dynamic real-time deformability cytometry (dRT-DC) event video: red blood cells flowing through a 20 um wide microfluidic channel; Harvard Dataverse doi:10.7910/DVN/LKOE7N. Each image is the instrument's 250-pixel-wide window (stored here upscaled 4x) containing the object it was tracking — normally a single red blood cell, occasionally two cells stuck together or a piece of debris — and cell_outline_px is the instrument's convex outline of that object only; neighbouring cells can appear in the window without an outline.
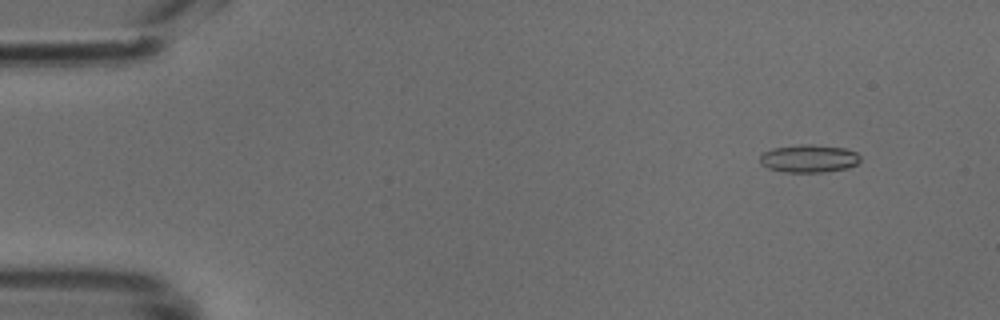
{"species": "common noctule bat (a hibernating species)", "species_latin": "Nyctalus noctula", "temperature_condition": "cold", "stored_images_in_passage": 49, "camera_frame_rate_fps": 3000, "um_per_image_px": 0.085, "animal": {"sex": "male", "body_mass_g": 18.8}, "frame": {"image": 1, "passage_image": 5, "time_ms": 1.333, "image_size_px": [1000, 320], "cell_outline_px": [[860, 160], [856, 164], [848, 168], [824, 172], [784, 172], [768, 168], [760, 164], [760, 156], [764, 152], [772, 148], [800, 144], [812, 144], [844, 148], [856, 152], [860, 156]], "centroid_in_image_um": [68.75, 13.47], "position_along_channel_um": 16.3, "area_um2": 16.36}}
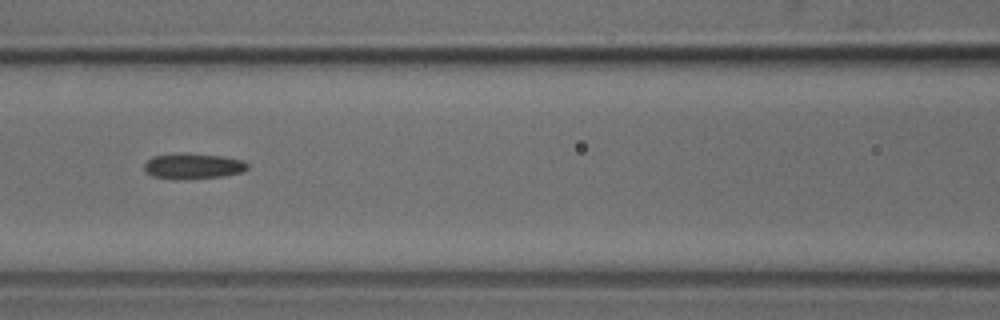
{"frame": {"image": 2, "passage_image": 22, "time_ms": 7.0, "image_size_px": [1000, 320], "cell_outline_px": [[248, 168], [240, 172], [224, 176], [176, 180], [172, 180], [152, 176], [144, 172], [144, 164], [152, 156], [180, 152], [188, 152], [224, 156], [244, 160], [248, 164]], "centroid_in_image_um": [16.37, 14.11], "position_along_channel_um": 150.2, "area_um2": 15.9}}
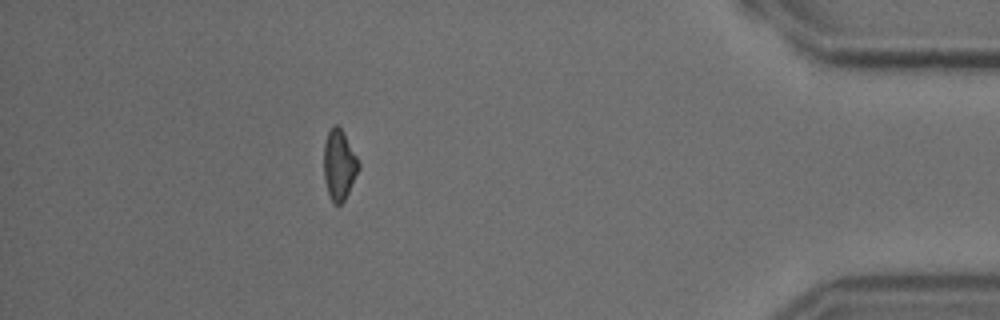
{"frame": {"image": 3, "passage_image": 44, "time_ms": 14.333, "image_size_px": [1000, 320], "cell_outline_px": [[360, 168], [344, 200], [340, 204], [332, 204], [324, 180], [324, 144], [328, 132], [332, 124], [336, 124], [344, 132], [360, 164]], "centroid_in_image_um": [28.82, 14.0], "position_along_channel_um": 406.4, "area_um2": 14.22}}